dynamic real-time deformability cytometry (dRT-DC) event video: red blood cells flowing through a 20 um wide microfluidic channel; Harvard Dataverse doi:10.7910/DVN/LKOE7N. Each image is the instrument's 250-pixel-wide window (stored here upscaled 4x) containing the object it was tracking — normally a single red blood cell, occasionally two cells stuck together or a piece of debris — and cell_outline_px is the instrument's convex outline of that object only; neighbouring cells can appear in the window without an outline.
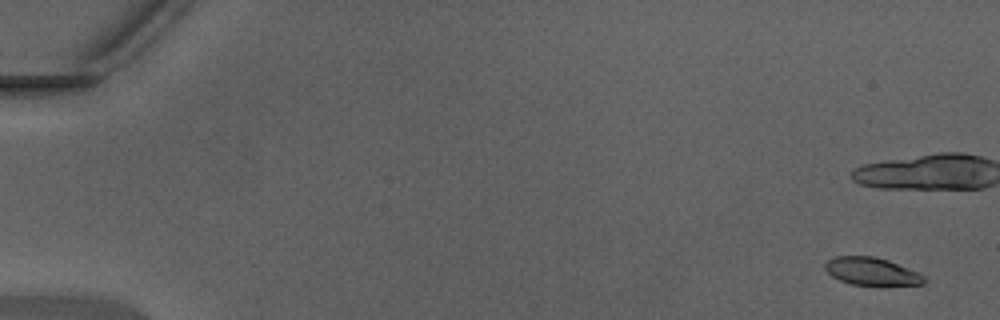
{"species": "Egyptian fruit bat (a non-hibernating species)", "species_latin": "Rousettus aegyptiacus", "temperature_condition": "warm", "stored_images_in_passage": 17, "camera_frame_rate_fps": 3000, "um_per_image_px": 0.085, "animal": {"sex": "male"}, "frame": {"image": 1, "passage_image": 3, "time_ms": 0.667, "image_size_px": [1000, 320], "cell_outline_px": [[924, 284], [880, 288], [852, 284], [840, 280], [832, 276], [824, 268], [824, 264], [832, 256], [872, 256], [888, 260], [920, 272], [924, 276]], "centroid_in_image_um": [74.14, 23.11], "position_along_channel_um": 10.9, "area_um2": 16.76}}